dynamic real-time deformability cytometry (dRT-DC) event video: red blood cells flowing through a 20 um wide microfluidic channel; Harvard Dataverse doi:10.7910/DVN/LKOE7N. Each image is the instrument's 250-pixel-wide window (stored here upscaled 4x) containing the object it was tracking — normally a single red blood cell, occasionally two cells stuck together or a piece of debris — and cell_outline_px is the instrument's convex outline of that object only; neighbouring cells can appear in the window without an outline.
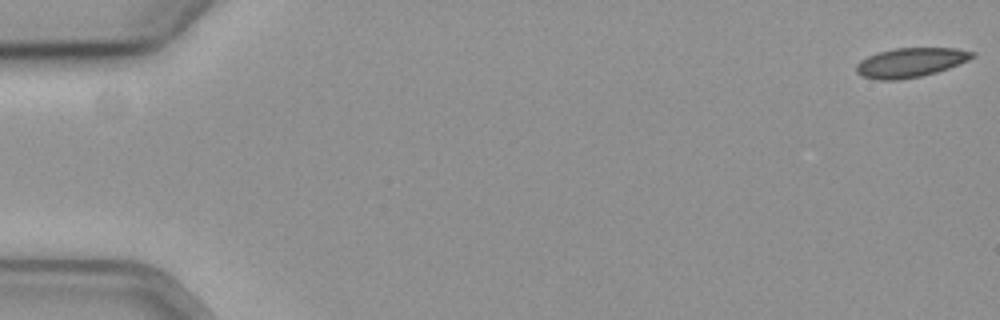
{"species": "common noctule bat (a hibernating species)", "species_latin": "Nyctalus noctula", "temperature_condition": "cold", "stored_images_in_passage": 58, "camera_frame_rate_fps": 3000, "um_per_image_px": 0.085, "animal": {"sex": "female", "body_mass_g": 19.3, "forearm_length_mm": 54.1}, "frame": {"image": 1, "passage_image": 1, "time_ms": 0.0, "image_size_px": [1000, 320], "cell_outline_px": [[976, 56], [960, 64], [936, 72], [920, 76], [900, 80], [876, 80], [860, 76], [856, 72], [856, 64], [860, 60], [876, 52], [896, 48], [956, 48], [976, 52]], "centroid_in_image_um": [77.38, 5.31], "position_along_channel_um": 7.6, "area_um2": 20.06}}
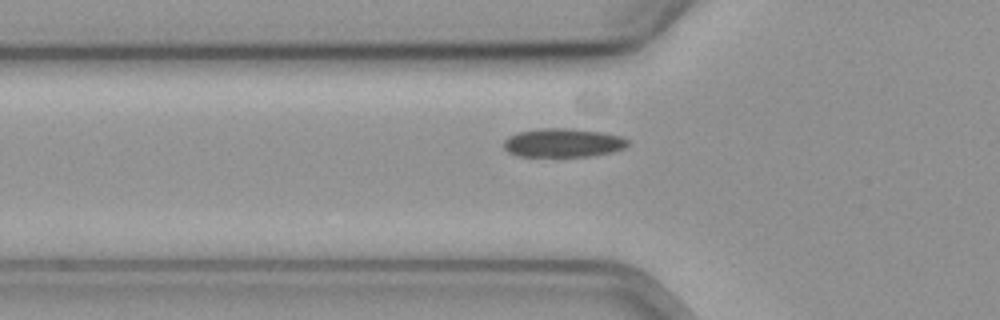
{"frame": {"image": 2, "passage_image": 20, "time_ms": 6.333, "image_size_px": [1000, 320], "cell_outline_px": [[628, 144], [624, 148], [612, 152], [592, 156], [520, 156], [508, 152], [504, 148], [504, 140], [508, 136], [516, 132], [540, 128], [572, 128], [604, 132], [624, 136], [628, 140]], "centroid_in_image_um": [47.88, 12.12], "position_along_channel_um": 77.9, "area_um2": 21.04}}
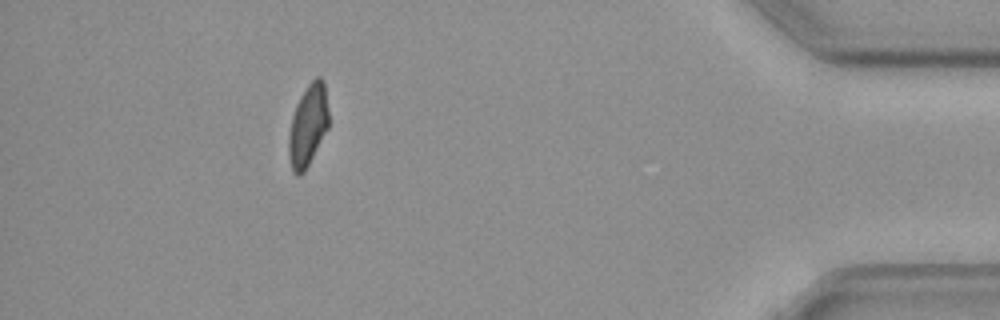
{"frame": {"image": 3, "passage_image": 52, "time_ms": 17.0, "image_size_px": [1000, 320], "cell_outline_px": [[328, 128], [304, 172], [300, 176], [296, 176], [292, 172], [288, 156], [288, 136], [292, 116], [296, 104], [300, 96], [308, 84], [316, 76], [320, 76], [324, 80], [328, 108]], "centroid_in_image_um": [26.16, 10.66], "position_along_channel_um": 409.0, "area_um2": 19.19}, "authors_computed_cell_mechanics": {"area_um2": 20.0566, "velocity_mm_per_s": 3.6318, "shape_relaxation_time_tau1_ms": 5.5563, "shape_relaxation_time_tau2_ms": 6.4382, "deformation_change_tau1": 0.0935, "deformation_change_tau2": 0.1079}}